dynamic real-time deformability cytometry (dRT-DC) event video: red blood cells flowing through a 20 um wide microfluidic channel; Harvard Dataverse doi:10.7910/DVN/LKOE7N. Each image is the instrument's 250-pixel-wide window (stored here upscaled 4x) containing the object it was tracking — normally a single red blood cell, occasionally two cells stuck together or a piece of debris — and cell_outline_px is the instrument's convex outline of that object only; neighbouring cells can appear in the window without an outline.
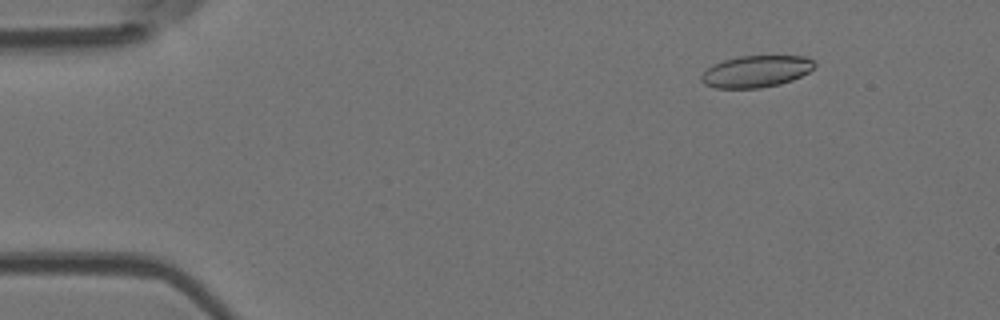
{"species": "Egyptian fruit bat (a non-hibernating species)", "species_latin": "Rousettus aegyptiacus", "temperature_condition": "room temperature", "stored_images_in_passage": 32, "camera_frame_rate_fps": 3000, "um_per_image_px": 0.085, "animal": {"sex": "female"}, "frame": {"image": 1, "passage_image": 7, "time_ms": 2.0, "image_size_px": [1000, 320], "cell_outline_px": [[816, 64], [808, 72], [792, 80], [780, 84], [760, 88], [716, 88], [704, 84], [700, 80], [700, 76], [708, 68], [724, 60], [740, 56], [804, 56], [812, 60]], "centroid_in_image_um": [64.26, 6.08], "position_along_channel_um": 20.7, "area_um2": 20.75}}
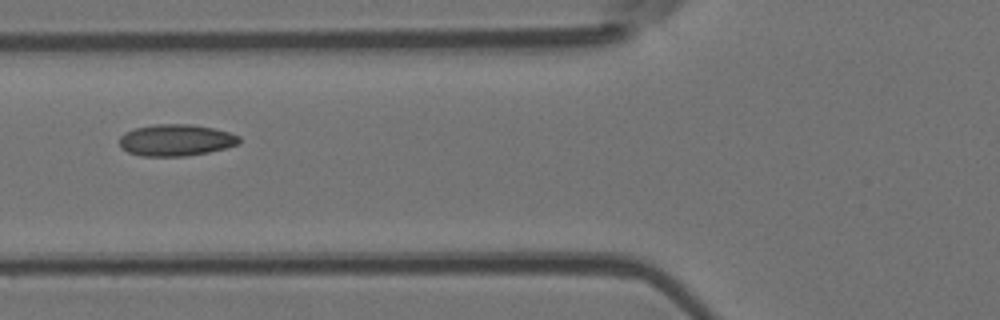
{"frame": {"image": 2, "passage_image": 21, "time_ms": 6.667, "image_size_px": [1000, 320], "cell_outline_px": [[240, 144], [208, 152], [184, 156], [144, 156], [128, 152], [120, 148], [120, 136], [124, 132], [136, 128], [152, 124], [188, 124], [212, 128], [228, 132], [240, 136]], "centroid_in_image_um": [14.93, 11.91], "position_along_channel_um": 110.9, "area_um2": 22.02}}
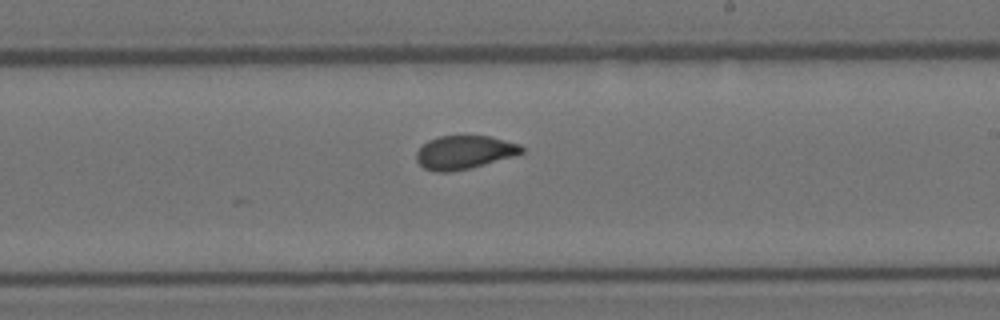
{"frame": {"image": 3, "passage_image": 32, "time_ms": 10.333, "image_size_px": [1000, 320], "cell_outline_px": [[524, 152], [512, 156], [468, 168], [448, 172], [436, 172], [424, 168], [416, 160], [416, 152], [428, 140], [440, 136], [488, 136], [520, 144], [524, 148]], "centroid_in_image_um": [39.44, 12.94], "position_along_channel_um": 249.6, "area_um2": 20.17}}